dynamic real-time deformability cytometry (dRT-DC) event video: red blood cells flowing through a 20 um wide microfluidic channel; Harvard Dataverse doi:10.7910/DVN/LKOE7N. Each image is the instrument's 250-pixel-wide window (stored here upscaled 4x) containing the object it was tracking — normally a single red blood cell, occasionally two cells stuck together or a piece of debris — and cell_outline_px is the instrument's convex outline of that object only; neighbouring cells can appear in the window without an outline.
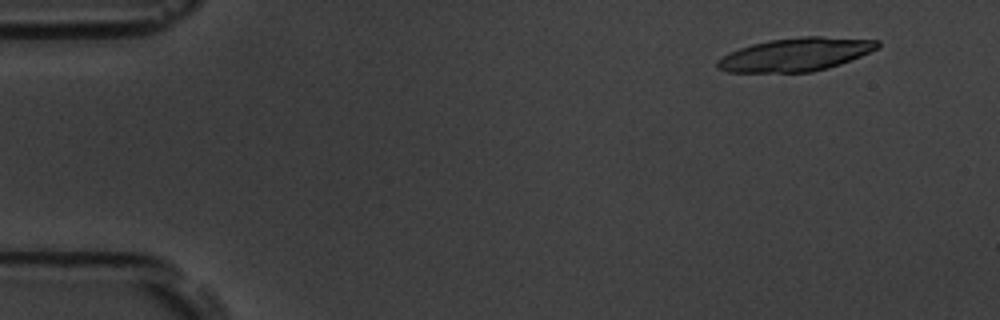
{"species": "common noctule bat (a hibernating species)", "species_latin": "Nyctalus noctula", "temperature_condition": "room temperature", "stored_images_in_passage": 18, "camera_frame_rate_fps": 3000, "um_per_image_px": 0.085, "animal": {"sex": "male", "body_mass_g": 19.5, "forearm_length_mm": 54.6}, "frame": {"image": 1, "passage_image": 4, "time_ms": 1.0, "image_size_px": [1000, 320], "cell_outline_px": [[880, 44], [876, 48], [860, 56], [840, 64], [828, 68], [812, 72], [728, 72], [716, 68], [716, 60], [728, 52], [752, 44], [768, 40], [800, 36], [824, 36], [880, 40]], "centroid_in_image_um": [67.6, 4.63], "position_along_channel_um": 17.4, "area_um2": 31.15}}